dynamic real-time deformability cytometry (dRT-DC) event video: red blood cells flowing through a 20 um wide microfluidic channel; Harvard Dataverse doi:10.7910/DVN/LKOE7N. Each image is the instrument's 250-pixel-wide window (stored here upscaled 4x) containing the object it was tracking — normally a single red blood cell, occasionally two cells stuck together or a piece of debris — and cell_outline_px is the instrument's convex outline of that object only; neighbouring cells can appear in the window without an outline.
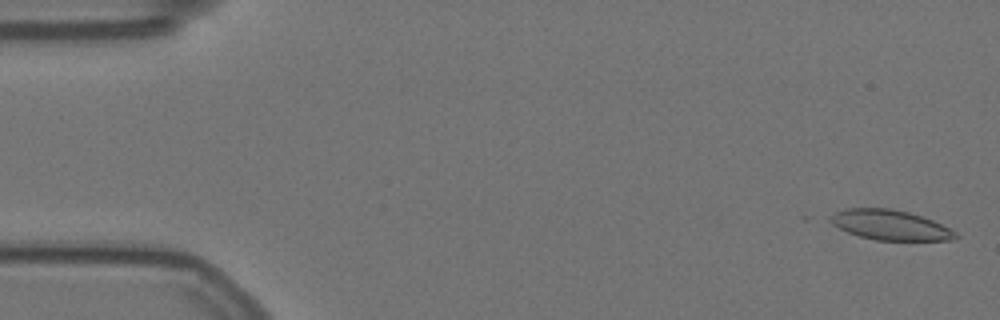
{"species": "Egyptian fruit bat (a non-hibernating species)", "species_latin": "Rousettus aegyptiacus", "temperature_condition": "warm", "stored_images_in_passage": 21, "camera_frame_rate_fps": 3000, "um_per_image_px": 0.085, "animal": {"sex": "female"}, "frame": {"image": 1, "passage_image": 2, "time_ms": 0.333, "image_size_px": [1000, 320], "cell_outline_px": [[960, 236], [956, 240], [876, 240], [860, 236], [848, 232], [824, 220], [828, 216], [836, 212], [848, 208], [892, 208], [908, 212], [932, 220], [956, 232]], "centroid_in_image_um": [75.63, 19.12], "position_along_channel_um": 9.4, "area_um2": 21.91}}
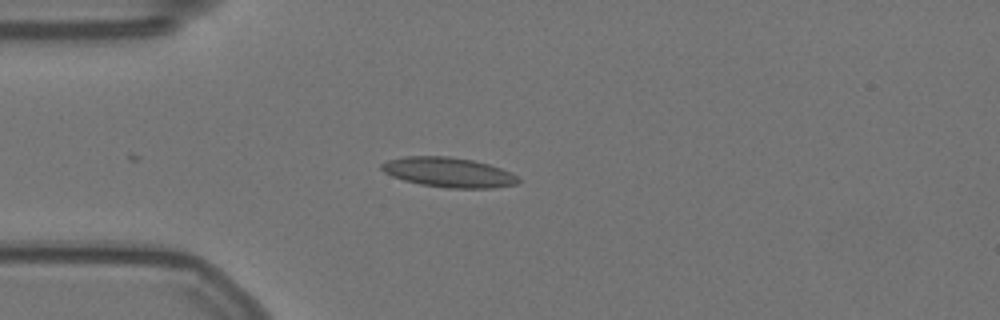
{"frame": {"image": 2, "passage_image": 15, "time_ms": 4.667, "image_size_px": [1000, 320], "cell_outline_px": [[520, 180], [516, 184], [492, 188], [448, 188], [420, 184], [404, 180], [392, 176], [384, 172], [380, 168], [380, 164], [388, 160], [404, 156], [448, 156], [472, 160], [488, 164], [500, 168], [516, 176]], "centroid_in_image_um": [38.08, 14.64], "position_along_channel_um": 46.9, "area_um2": 23.58}}